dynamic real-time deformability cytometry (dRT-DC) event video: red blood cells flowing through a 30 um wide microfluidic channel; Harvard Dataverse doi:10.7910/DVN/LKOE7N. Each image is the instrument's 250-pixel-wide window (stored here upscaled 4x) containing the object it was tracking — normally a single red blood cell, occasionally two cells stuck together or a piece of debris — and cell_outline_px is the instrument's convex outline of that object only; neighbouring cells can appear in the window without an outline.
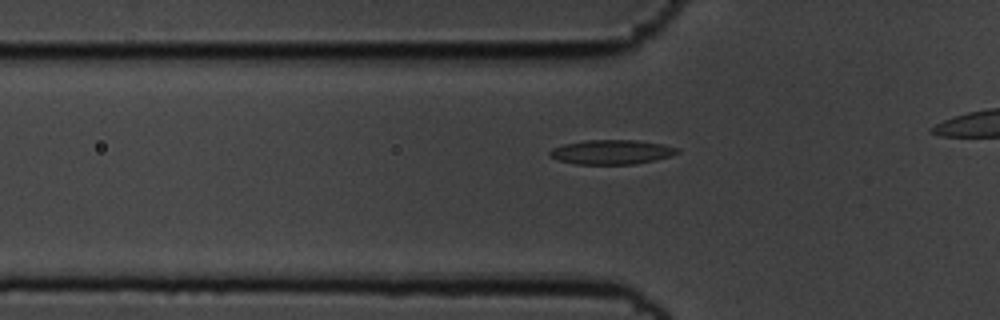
{"species": "common noctule bat (a hibernating species)", "species_latin": "Nyctalus noctula", "temperature_condition": "cold", "stored_images_in_passage": 37, "segment_of_instrument_passage": [1, 2], "camera_frame_rate_fps": 3000, "um_per_image_px": 0.085, "animal": {"sex": "male", "body_mass_g": 19.5, "forearm_length_mm": 54.6}, "frame": {"image": 1, "passage_image": 9, "time_ms": 2.667, "image_size_px": [1000, 320], "cell_outline_px": [[680, 152], [656, 160], [636, 164], [576, 164], [560, 160], [548, 156], [548, 152], [552, 148], [564, 144], [584, 140], [640, 140], [664, 144], [680, 148]], "centroid_in_image_um": [52.0, 12.91], "position_along_channel_um": 73.8, "area_um2": 18.32}}
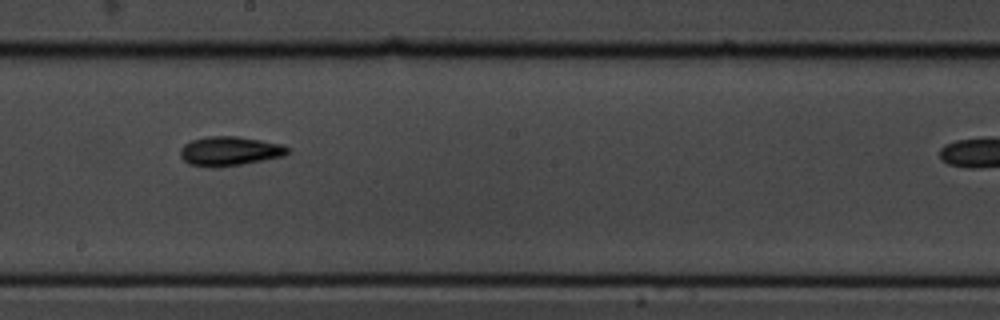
{"frame": {"image": 2, "passage_image": 22, "time_ms": 7.0, "image_size_px": [1000, 320], "cell_outline_px": [[292, 152], [284, 156], [244, 164], [216, 168], [188, 164], [180, 156], [180, 148], [184, 144], [192, 140], [208, 136], [236, 136], [284, 144], [292, 148]], "centroid_in_image_um": [19.57, 12.85], "position_along_channel_um": 228.6, "area_um2": 18.67}}
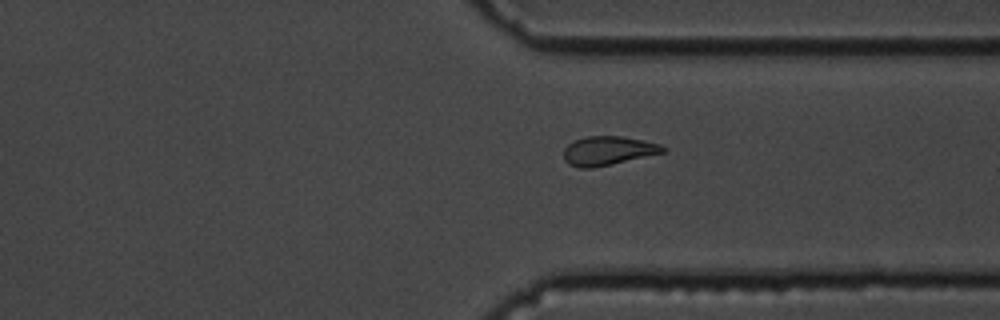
{"frame": {"image": 3, "passage_image": 33, "time_ms": 10.667, "image_size_px": [1000, 320], "cell_outline_px": [[668, 152], [592, 168], [580, 168], [568, 164], [564, 160], [564, 148], [568, 144], [584, 136], [620, 136], [660, 144], [668, 148]], "centroid_in_image_um": [51.7, 12.82], "position_along_channel_um": 359.7, "area_um2": 16.82}}